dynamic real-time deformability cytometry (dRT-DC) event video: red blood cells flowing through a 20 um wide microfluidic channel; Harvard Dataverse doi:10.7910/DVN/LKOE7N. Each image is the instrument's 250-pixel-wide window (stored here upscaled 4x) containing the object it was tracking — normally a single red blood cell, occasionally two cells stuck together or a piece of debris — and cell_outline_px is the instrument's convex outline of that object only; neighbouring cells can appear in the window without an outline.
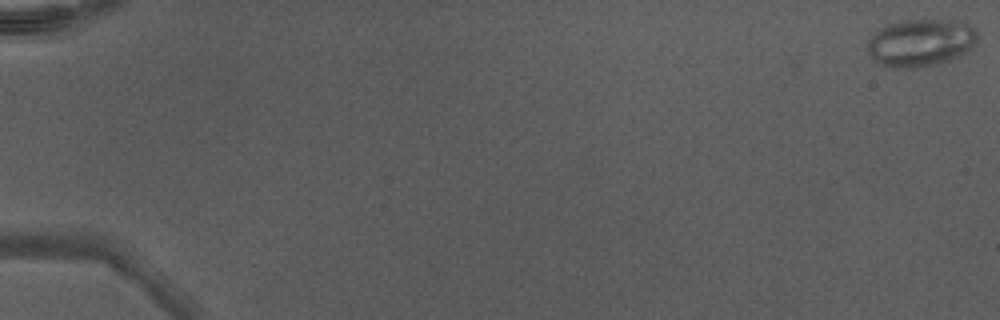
{"species": "Egyptian fruit bat (a non-hibernating species)", "species_latin": "Rousettus aegyptiacus", "temperature_condition": "warm", "stored_images_in_passage": 14, "camera_frame_rate_fps": 3000, "um_per_image_px": 0.085, "animal": {"sex": "male"}, "frame": {"image": 1, "passage_image": 1, "time_ms": 0.0, "image_size_px": [1000, 320], "cell_outline_px": [[976, 40], [968, 52], [960, 56], [948, 60], [916, 68], [892, 68], [880, 64], [872, 60], [864, 48], [868, 40], [880, 28], [888, 24], [908, 20], [936, 20], [968, 24], [976, 32]], "centroid_in_image_um": [78.17, 3.66], "position_along_channel_um": 6.8, "area_um2": 30.17}}